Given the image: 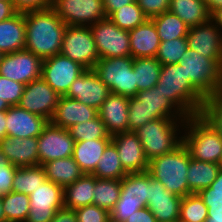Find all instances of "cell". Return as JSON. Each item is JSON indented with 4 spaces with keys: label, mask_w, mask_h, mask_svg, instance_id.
Wrapping results in <instances>:
<instances>
[{
    "label": "cell",
    "mask_w": 222,
    "mask_h": 222,
    "mask_svg": "<svg viewBox=\"0 0 222 222\" xmlns=\"http://www.w3.org/2000/svg\"><path fill=\"white\" fill-rule=\"evenodd\" d=\"M30 198L24 193L11 191L2 195L6 222H25L30 210Z\"/></svg>",
    "instance_id": "obj_38"
},
{
    "label": "cell",
    "mask_w": 222,
    "mask_h": 222,
    "mask_svg": "<svg viewBox=\"0 0 222 222\" xmlns=\"http://www.w3.org/2000/svg\"><path fill=\"white\" fill-rule=\"evenodd\" d=\"M17 13L12 0H0V22L12 18Z\"/></svg>",
    "instance_id": "obj_53"
},
{
    "label": "cell",
    "mask_w": 222,
    "mask_h": 222,
    "mask_svg": "<svg viewBox=\"0 0 222 222\" xmlns=\"http://www.w3.org/2000/svg\"><path fill=\"white\" fill-rule=\"evenodd\" d=\"M198 194L207 207H219L222 204V193L212 192L211 187L201 190Z\"/></svg>",
    "instance_id": "obj_50"
},
{
    "label": "cell",
    "mask_w": 222,
    "mask_h": 222,
    "mask_svg": "<svg viewBox=\"0 0 222 222\" xmlns=\"http://www.w3.org/2000/svg\"><path fill=\"white\" fill-rule=\"evenodd\" d=\"M25 85L0 75V98L9 106L19 105Z\"/></svg>",
    "instance_id": "obj_44"
},
{
    "label": "cell",
    "mask_w": 222,
    "mask_h": 222,
    "mask_svg": "<svg viewBox=\"0 0 222 222\" xmlns=\"http://www.w3.org/2000/svg\"><path fill=\"white\" fill-rule=\"evenodd\" d=\"M183 144L195 160L218 164L221 161L222 137L202 114L186 117Z\"/></svg>",
    "instance_id": "obj_4"
},
{
    "label": "cell",
    "mask_w": 222,
    "mask_h": 222,
    "mask_svg": "<svg viewBox=\"0 0 222 222\" xmlns=\"http://www.w3.org/2000/svg\"><path fill=\"white\" fill-rule=\"evenodd\" d=\"M168 11L177 15L189 27L210 20V13L203 0H170Z\"/></svg>",
    "instance_id": "obj_32"
},
{
    "label": "cell",
    "mask_w": 222,
    "mask_h": 222,
    "mask_svg": "<svg viewBox=\"0 0 222 222\" xmlns=\"http://www.w3.org/2000/svg\"><path fill=\"white\" fill-rule=\"evenodd\" d=\"M181 200L182 197L166 190L163 184L149 174V200L146 207L158 222L179 220Z\"/></svg>",
    "instance_id": "obj_20"
},
{
    "label": "cell",
    "mask_w": 222,
    "mask_h": 222,
    "mask_svg": "<svg viewBox=\"0 0 222 222\" xmlns=\"http://www.w3.org/2000/svg\"><path fill=\"white\" fill-rule=\"evenodd\" d=\"M18 13L42 10L51 7V0H12Z\"/></svg>",
    "instance_id": "obj_48"
},
{
    "label": "cell",
    "mask_w": 222,
    "mask_h": 222,
    "mask_svg": "<svg viewBox=\"0 0 222 222\" xmlns=\"http://www.w3.org/2000/svg\"><path fill=\"white\" fill-rule=\"evenodd\" d=\"M219 167H220V170H222V158H221V161L219 163Z\"/></svg>",
    "instance_id": "obj_64"
},
{
    "label": "cell",
    "mask_w": 222,
    "mask_h": 222,
    "mask_svg": "<svg viewBox=\"0 0 222 222\" xmlns=\"http://www.w3.org/2000/svg\"><path fill=\"white\" fill-rule=\"evenodd\" d=\"M104 12L107 18L117 9L136 2V0H102Z\"/></svg>",
    "instance_id": "obj_52"
},
{
    "label": "cell",
    "mask_w": 222,
    "mask_h": 222,
    "mask_svg": "<svg viewBox=\"0 0 222 222\" xmlns=\"http://www.w3.org/2000/svg\"><path fill=\"white\" fill-rule=\"evenodd\" d=\"M0 149L9 162L16 167L39 165L38 139L6 136L0 141Z\"/></svg>",
    "instance_id": "obj_23"
},
{
    "label": "cell",
    "mask_w": 222,
    "mask_h": 222,
    "mask_svg": "<svg viewBox=\"0 0 222 222\" xmlns=\"http://www.w3.org/2000/svg\"><path fill=\"white\" fill-rule=\"evenodd\" d=\"M133 70H135V79L138 91H144L153 88L161 72V63L156 57L134 58Z\"/></svg>",
    "instance_id": "obj_34"
},
{
    "label": "cell",
    "mask_w": 222,
    "mask_h": 222,
    "mask_svg": "<svg viewBox=\"0 0 222 222\" xmlns=\"http://www.w3.org/2000/svg\"><path fill=\"white\" fill-rule=\"evenodd\" d=\"M26 27L24 13L0 22V52L9 54L25 48Z\"/></svg>",
    "instance_id": "obj_26"
},
{
    "label": "cell",
    "mask_w": 222,
    "mask_h": 222,
    "mask_svg": "<svg viewBox=\"0 0 222 222\" xmlns=\"http://www.w3.org/2000/svg\"><path fill=\"white\" fill-rule=\"evenodd\" d=\"M208 217L205 222H222V204L219 207H207Z\"/></svg>",
    "instance_id": "obj_55"
},
{
    "label": "cell",
    "mask_w": 222,
    "mask_h": 222,
    "mask_svg": "<svg viewBox=\"0 0 222 222\" xmlns=\"http://www.w3.org/2000/svg\"><path fill=\"white\" fill-rule=\"evenodd\" d=\"M51 222H77L74 210L62 208L55 212Z\"/></svg>",
    "instance_id": "obj_54"
},
{
    "label": "cell",
    "mask_w": 222,
    "mask_h": 222,
    "mask_svg": "<svg viewBox=\"0 0 222 222\" xmlns=\"http://www.w3.org/2000/svg\"><path fill=\"white\" fill-rule=\"evenodd\" d=\"M0 222H6L5 215L3 212L2 196H0Z\"/></svg>",
    "instance_id": "obj_62"
},
{
    "label": "cell",
    "mask_w": 222,
    "mask_h": 222,
    "mask_svg": "<svg viewBox=\"0 0 222 222\" xmlns=\"http://www.w3.org/2000/svg\"><path fill=\"white\" fill-rule=\"evenodd\" d=\"M7 136L18 138H38L48 124L44 117L28 112L19 105L10 106L6 111Z\"/></svg>",
    "instance_id": "obj_21"
},
{
    "label": "cell",
    "mask_w": 222,
    "mask_h": 222,
    "mask_svg": "<svg viewBox=\"0 0 222 222\" xmlns=\"http://www.w3.org/2000/svg\"><path fill=\"white\" fill-rule=\"evenodd\" d=\"M42 64V59L26 49L3 54L0 75L27 85L42 77Z\"/></svg>",
    "instance_id": "obj_13"
},
{
    "label": "cell",
    "mask_w": 222,
    "mask_h": 222,
    "mask_svg": "<svg viewBox=\"0 0 222 222\" xmlns=\"http://www.w3.org/2000/svg\"><path fill=\"white\" fill-rule=\"evenodd\" d=\"M61 54L93 69L100 59L90 26H67L63 35Z\"/></svg>",
    "instance_id": "obj_9"
},
{
    "label": "cell",
    "mask_w": 222,
    "mask_h": 222,
    "mask_svg": "<svg viewBox=\"0 0 222 222\" xmlns=\"http://www.w3.org/2000/svg\"><path fill=\"white\" fill-rule=\"evenodd\" d=\"M111 138L77 141L74 143L73 158L84 174H92Z\"/></svg>",
    "instance_id": "obj_28"
},
{
    "label": "cell",
    "mask_w": 222,
    "mask_h": 222,
    "mask_svg": "<svg viewBox=\"0 0 222 222\" xmlns=\"http://www.w3.org/2000/svg\"><path fill=\"white\" fill-rule=\"evenodd\" d=\"M140 104L150 113V117L186 118V116L155 85L153 88L138 91L135 96Z\"/></svg>",
    "instance_id": "obj_27"
},
{
    "label": "cell",
    "mask_w": 222,
    "mask_h": 222,
    "mask_svg": "<svg viewBox=\"0 0 222 222\" xmlns=\"http://www.w3.org/2000/svg\"><path fill=\"white\" fill-rule=\"evenodd\" d=\"M189 162V150L182 144L175 151L149 161L148 173L169 192L185 197L192 194L187 182Z\"/></svg>",
    "instance_id": "obj_5"
},
{
    "label": "cell",
    "mask_w": 222,
    "mask_h": 222,
    "mask_svg": "<svg viewBox=\"0 0 222 222\" xmlns=\"http://www.w3.org/2000/svg\"><path fill=\"white\" fill-rule=\"evenodd\" d=\"M208 208L198 193L188 194L182 197L180 204V218L190 222H205Z\"/></svg>",
    "instance_id": "obj_41"
},
{
    "label": "cell",
    "mask_w": 222,
    "mask_h": 222,
    "mask_svg": "<svg viewBox=\"0 0 222 222\" xmlns=\"http://www.w3.org/2000/svg\"><path fill=\"white\" fill-rule=\"evenodd\" d=\"M149 173H128L121 179L120 198L110 212L111 222H125L135 211L147 206Z\"/></svg>",
    "instance_id": "obj_8"
},
{
    "label": "cell",
    "mask_w": 222,
    "mask_h": 222,
    "mask_svg": "<svg viewBox=\"0 0 222 222\" xmlns=\"http://www.w3.org/2000/svg\"><path fill=\"white\" fill-rule=\"evenodd\" d=\"M220 171L218 163L198 161L191 158L187 170L188 188L191 193H199L210 187Z\"/></svg>",
    "instance_id": "obj_31"
},
{
    "label": "cell",
    "mask_w": 222,
    "mask_h": 222,
    "mask_svg": "<svg viewBox=\"0 0 222 222\" xmlns=\"http://www.w3.org/2000/svg\"><path fill=\"white\" fill-rule=\"evenodd\" d=\"M51 7L67 26H90L107 18L102 0H51Z\"/></svg>",
    "instance_id": "obj_11"
},
{
    "label": "cell",
    "mask_w": 222,
    "mask_h": 222,
    "mask_svg": "<svg viewBox=\"0 0 222 222\" xmlns=\"http://www.w3.org/2000/svg\"><path fill=\"white\" fill-rule=\"evenodd\" d=\"M42 165L17 167L13 176L12 191L30 195L34 189L46 181Z\"/></svg>",
    "instance_id": "obj_33"
},
{
    "label": "cell",
    "mask_w": 222,
    "mask_h": 222,
    "mask_svg": "<svg viewBox=\"0 0 222 222\" xmlns=\"http://www.w3.org/2000/svg\"><path fill=\"white\" fill-rule=\"evenodd\" d=\"M210 19L221 29L222 31V8L214 11L210 15Z\"/></svg>",
    "instance_id": "obj_58"
},
{
    "label": "cell",
    "mask_w": 222,
    "mask_h": 222,
    "mask_svg": "<svg viewBox=\"0 0 222 222\" xmlns=\"http://www.w3.org/2000/svg\"><path fill=\"white\" fill-rule=\"evenodd\" d=\"M111 141L115 144L119 159L127 173L148 171L149 161L135 132L114 134Z\"/></svg>",
    "instance_id": "obj_19"
},
{
    "label": "cell",
    "mask_w": 222,
    "mask_h": 222,
    "mask_svg": "<svg viewBox=\"0 0 222 222\" xmlns=\"http://www.w3.org/2000/svg\"><path fill=\"white\" fill-rule=\"evenodd\" d=\"M108 18L119 28L127 31L134 29L148 19L137 2L124 5L114 11Z\"/></svg>",
    "instance_id": "obj_39"
},
{
    "label": "cell",
    "mask_w": 222,
    "mask_h": 222,
    "mask_svg": "<svg viewBox=\"0 0 222 222\" xmlns=\"http://www.w3.org/2000/svg\"><path fill=\"white\" fill-rule=\"evenodd\" d=\"M186 80L207 99H213L222 89V66L214 59L205 57L187 48L179 62Z\"/></svg>",
    "instance_id": "obj_6"
},
{
    "label": "cell",
    "mask_w": 222,
    "mask_h": 222,
    "mask_svg": "<svg viewBox=\"0 0 222 222\" xmlns=\"http://www.w3.org/2000/svg\"><path fill=\"white\" fill-rule=\"evenodd\" d=\"M85 71L86 68L81 64L60 53L43 60L41 78L56 93L64 96L74 80Z\"/></svg>",
    "instance_id": "obj_14"
},
{
    "label": "cell",
    "mask_w": 222,
    "mask_h": 222,
    "mask_svg": "<svg viewBox=\"0 0 222 222\" xmlns=\"http://www.w3.org/2000/svg\"><path fill=\"white\" fill-rule=\"evenodd\" d=\"M129 97L110 93L98 109V116L104 123L108 133L114 134L128 131Z\"/></svg>",
    "instance_id": "obj_22"
},
{
    "label": "cell",
    "mask_w": 222,
    "mask_h": 222,
    "mask_svg": "<svg viewBox=\"0 0 222 222\" xmlns=\"http://www.w3.org/2000/svg\"><path fill=\"white\" fill-rule=\"evenodd\" d=\"M26 50L45 60L61 53L67 25L52 7L24 13Z\"/></svg>",
    "instance_id": "obj_1"
},
{
    "label": "cell",
    "mask_w": 222,
    "mask_h": 222,
    "mask_svg": "<svg viewBox=\"0 0 222 222\" xmlns=\"http://www.w3.org/2000/svg\"><path fill=\"white\" fill-rule=\"evenodd\" d=\"M16 169L17 167L12 164L0 167V196L12 191V181Z\"/></svg>",
    "instance_id": "obj_49"
},
{
    "label": "cell",
    "mask_w": 222,
    "mask_h": 222,
    "mask_svg": "<svg viewBox=\"0 0 222 222\" xmlns=\"http://www.w3.org/2000/svg\"><path fill=\"white\" fill-rule=\"evenodd\" d=\"M60 97L42 78H39L25 85L19 106L50 121Z\"/></svg>",
    "instance_id": "obj_16"
},
{
    "label": "cell",
    "mask_w": 222,
    "mask_h": 222,
    "mask_svg": "<svg viewBox=\"0 0 222 222\" xmlns=\"http://www.w3.org/2000/svg\"><path fill=\"white\" fill-rule=\"evenodd\" d=\"M156 27L160 41L186 38L189 26H187L177 15L167 11L151 18Z\"/></svg>",
    "instance_id": "obj_36"
},
{
    "label": "cell",
    "mask_w": 222,
    "mask_h": 222,
    "mask_svg": "<svg viewBox=\"0 0 222 222\" xmlns=\"http://www.w3.org/2000/svg\"><path fill=\"white\" fill-rule=\"evenodd\" d=\"M95 176L83 174L74 183L63 188L64 208H76L92 205L94 199Z\"/></svg>",
    "instance_id": "obj_29"
},
{
    "label": "cell",
    "mask_w": 222,
    "mask_h": 222,
    "mask_svg": "<svg viewBox=\"0 0 222 222\" xmlns=\"http://www.w3.org/2000/svg\"><path fill=\"white\" fill-rule=\"evenodd\" d=\"M37 139L39 165L73 156L75 142L68 129L54 126L48 122Z\"/></svg>",
    "instance_id": "obj_15"
},
{
    "label": "cell",
    "mask_w": 222,
    "mask_h": 222,
    "mask_svg": "<svg viewBox=\"0 0 222 222\" xmlns=\"http://www.w3.org/2000/svg\"><path fill=\"white\" fill-rule=\"evenodd\" d=\"M11 163L9 160L6 158V156L2 153L0 149V167L1 166H9Z\"/></svg>",
    "instance_id": "obj_60"
},
{
    "label": "cell",
    "mask_w": 222,
    "mask_h": 222,
    "mask_svg": "<svg viewBox=\"0 0 222 222\" xmlns=\"http://www.w3.org/2000/svg\"><path fill=\"white\" fill-rule=\"evenodd\" d=\"M2 56H3V54L0 52V61H1Z\"/></svg>",
    "instance_id": "obj_65"
},
{
    "label": "cell",
    "mask_w": 222,
    "mask_h": 222,
    "mask_svg": "<svg viewBox=\"0 0 222 222\" xmlns=\"http://www.w3.org/2000/svg\"><path fill=\"white\" fill-rule=\"evenodd\" d=\"M121 180L95 177L93 204L111 212L120 198Z\"/></svg>",
    "instance_id": "obj_37"
},
{
    "label": "cell",
    "mask_w": 222,
    "mask_h": 222,
    "mask_svg": "<svg viewBox=\"0 0 222 222\" xmlns=\"http://www.w3.org/2000/svg\"><path fill=\"white\" fill-rule=\"evenodd\" d=\"M128 32L133 59L156 57L161 41L152 19L148 18L144 23Z\"/></svg>",
    "instance_id": "obj_25"
},
{
    "label": "cell",
    "mask_w": 222,
    "mask_h": 222,
    "mask_svg": "<svg viewBox=\"0 0 222 222\" xmlns=\"http://www.w3.org/2000/svg\"><path fill=\"white\" fill-rule=\"evenodd\" d=\"M154 119L156 118L150 117V113L140 104V101L135 96L129 97L128 131L134 132Z\"/></svg>",
    "instance_id": "obj_43"
},
{
    "label": "cell",
    "mask_w": 222,
    "mask_h": 222,
    "mask_svg": "<svg viewBox=\"0 0 222 222\" xmlns=\"http://www.w3.org/2000/svg\"><path fill=\"white\" fill-rule=\"evenodd\" d=\"M185 119H154L134 131L142 144L148 161L173 152L183 144Z\"/></svg>",
    "instance_id": "obj_3"
},
{
    "label": "cell",
    "mask_w": 222,
    "mask_h": 222,
    "mask_svg": "<svg viewBox=\"0 0 222 222\" xmlns=\"http://www.w3.org/2000/svg\"><path fill=\"white\" fill-rule=\"evenodd\" d=\"M156 86L186 117L201 114L208 101L190 80H186L183 66L179 63L161 65Z\"/></svg>",
    "instance_id": "obj_2"
},
{
    "label": "cell",
    "mask_w": 222,
    "mask_h": 222,
    "mask_svg": "<svg viewBox=\"0 0 222 222\" xmlns=\"http://www.w3.org/2000/svg\"><path fill=\"white\" fill-rule=\"evenodd\" d=\"M30 210L25 222H51L55 212L64 208L63 187L46 180L29 195Z\"/></svg>",
    "instance_id": "obj_12"
},
{
    "label": "cell",
    "mask_w": 222,
    "mask_h": 222,
    "mask_svg": "<svg viewBox=\"0 0 222 222\" xmlns=\"http://www.w3.org/2000/svg\"><path fill=\"white\" fill-rule=\"evenodd\" d=\"M93 70L111 93L127 97L136 96L137 84L131 56L100 58Z\"/></svg>",
    "instance_id": "obj_7"
},
{
    "label": "cell",
    "mask_w": 222,
    "mask_h": 222,
    "mask_svg": "<svg viewBox=\"0 0 222 222\" xmlns=\"http://www.w3.org/2000/svg\"><path fill=\"white\" fill-rule=\"evenodd\" d=\"M98 116V110L78 100L61 96L55 112L49 121L52 125L69 129L71 126L87 122Z\"/></svg>",
    "instance_id": "obj_24"
},
{
    "label": "cell",
    "mask_w": 222,
    "mask_h": 222,
    "mask_svg": "<svg viewBox=\"0 0 222 222\" xmlns=\"http://www.w3.org/2000/svg\"><path fill=\"white\" fill-rule=\"evenodd\" d=\"M187 48L188 43L186 38L161 41L156 59L161 63V65L179 63Z\"/></svg>",
    "instance_id": "obj_42"
},
{
    "label": "cell",
    "mask_w": 222,
    "mask_h": 222,
    "mask_svg": "<svg viewBox=\"0 0 222 222\" xmlns=\"http://www.w3.org/2000/svg\"><path fill=\"white\" fill-rule=\"evenodd\" d=\"M68 130L74 142L112 137L99 116L87 122L75 124Z\"/></svg>",
    "instance_id": "obj_40"
},
{
    "label": "cell",
    "mask_w": 222,
    "mask_h": 222,
    "mask_svg": "<svg viewBox=\"0 0 222 222\" xmlns=\"http://www.w3.org/2000/svg\"><path fill=\"white\" fill-rule=\"evenodd\" d=\"M10 106L0 98V111H7Z\"/></svg>",
    "instance_id": "obj_63"
},
{
    "label": "cell",
    "mask_w": 222,
    "mask_h": 222,
    "mask_svg": "<svg viewBox=\"0 0 222 222\" xmlns=\"http://www.w3.org/2000/svg\"><path fill=\"white\" fill-rule=\"evenodd\" d=\"M46 179L56 183L63 188L74 183L84 173L72 156L56 159L42 164Z\"/></svg>",
    "instance_id": "obj_30"
},
{
    "label": "cell",
    "mask_w": 222,
    "mask_h": 222,
    "mask_svg": "<svg viewBox=\"0 0 222 222\" xmlns=\"http://www.w3.org/2000/svg\"><path fill=\"white\" fill-rule=\"evenodd\" d=\"M100 58L131 56L129 32L119 28L109 18L90 25Z\"/></svg>",
    "instance_id": "obj_10"
},
{
    "label": "cell",
    "mask_w": 222,
    "mask_h": 222,
    "mask_svg": "<svg viewBox=\"0 0 222 222\" xmlns=\"http://www.w3.org/2000/svg\"><path fill=\"white\" fill-rule=\"evenodd\" d=\"M213 99L222 107V89L217 92Z\"/></svg>",
    "instance_id": "obj_61"
},
{
    "label": "cell",
    "mask_w": 222,
    "mask_h": 222,
    "mask_svg": "<svg viewBox=\"0 0 222 222\" xmlns=\"http://www.w3.org/2000/svg\"><path fill=\"white\" fill-rule=\"evenodd\" d=\"M125 222H158L152 212L147 208H141L128 217Z\"/></svg>",
    "instance_id": "obj_51"
},
{
    "label": "cell",
    "mask_w": 222,
    "mask_h": 222,
    "mask_svg": "<svg viewBox=\"0 0 222 222\" xmlns=\"http://www.w3.org/2000/svg\"><path fill=\"white\" fill-rule=\"evenodd\" d=\"M77 222H111L110 212L97 205H86L74 209Z\"/></svg>",
    "instance_id": "obj_45"
},
{
    "label": "cell",
    "mask_w": 222,
    "mask_h": 222,
    "mask_svg": "<svg viewBox=\"0 0 222 222\" xmlns=\"http://www.w3.org/2000/svg\"><path fill=\"white\" fill-rule=\"evenodd\" d=\"M220 133L222 137V107L214 100L209 99L201 113Z\"/></svg>",
    "instance_id": "obj_46"
},
{
    "label": "cell",
    "mask_w": 222,
    "mask_h": 222,
    "mask_svg": "<svg viewBox=\"0 0 222 222\" xmlns=\"http://www.w3.org/2000/svg\"><path fill=\"white\" fill-rule=\"evenodd\" d=\"M110 93L109 88L100 80L97 73L93 69H86L74 80L64 96L98 110Z\"/></svg>",
    "instance_id": "obj_18"
},
{
    "label": "cell",
    "mask_w": 222,
    "mask_h": 222,
    "mask_svg": "<svg viewBox=\"0 0 222 222\" xmlns=\"http://www.w3.org/2000/svg\"><path fill=\"white\" fill-rule=\"evenodd\" d=\"M127 174L128 173L124 170L119 159L116 146L111 141L104 150L103 155L100 157L97 167L92 175L99 179L121 180Z\"/></svg>",
    "instance_id": "obj_35"
},
{
    "label": "cell",
    "mask_w": 222,
    "mask_h": 222,
    "mask_svg": "<svg viewBox=\"0 0 222 222\" xmlns=\"http://www.w3.org/2000/svg\"><path fill=\"white\" fill-rule=\"evenodd\" d=\"M186 39L188 48L214 59L222 66V31L211 19L190 27Z\"/></svg>",
    "instance_id": "obj_17"
},
{
    "label": "cell",
    "mask_w": 222,
    "mask_h": 222,
    "mask_svg": "<svg viewBox=\"0 0 222 222\" xmlns=\"http://www.w3.org/2000/svg\"><path fill=\"white\" fill-rule=\"evenodd\" d=\"M210 187L212 188V192L222 193V170L219 171L217 178Z\"/></svg>",
    "instance_id": "obj_59"
},
{
    "label": "cell",
    "mask_w": 222,
    "mask_h": 222,
    "mask_svg": "<svg viewBox=\"0 0 222 222\" xmlns=\"http://www.w3.org/2000/svg\"><path fill=\"white\" fill-rule=\"evenodd\" d=\"M136 2L149 19L167 12L170 4V0H136Z\"/></svg>",
    "instance_id": "obj_47"
},
{
    "label": "cell",
    "mask_w": 222,
    "mask_h": 222,
    "mask_svg": "<svg viewBox=\"0 0 222 222\" xmlns=\"http://www.w3.org/2000/svg\"><path fill=\"white\" fill-rule=\"evenodd\" d=\"M6 111H0V141L7 136Z\"/></svg>",
    "instance_id": "obj_57"
},
{
    "label": "cell",
    "mask_w": 222,
    "mask_h": 222,
    "mask_svg": "<svg viewBox=\"0 0 222 222\" xmlns=\"http://www.w3.org/2000/svg\"><path fill=\"white\" fill-rule=\"evenodd\" d=\"M210 15L222 8V0H203Z\"/></svg>",
    "instance_id": "obj_56"
}]
</instances>
